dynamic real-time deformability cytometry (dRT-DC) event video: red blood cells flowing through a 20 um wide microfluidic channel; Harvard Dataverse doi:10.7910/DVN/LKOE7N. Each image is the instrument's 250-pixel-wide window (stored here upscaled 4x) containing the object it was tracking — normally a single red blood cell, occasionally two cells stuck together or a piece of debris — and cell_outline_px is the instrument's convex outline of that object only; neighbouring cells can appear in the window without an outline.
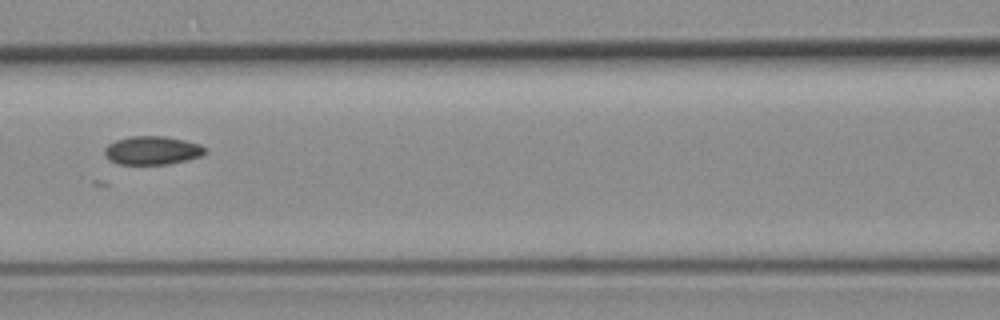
{"species": "common noctule bat (a hibernating species)", "species_latin": "Nyctalus noctula", "temperature_condition": "room temperature", "stored_images_in_passage": 6, "camera_frame_rate_fps": 3000, "um_per_image_px": 0.085, "animal": {"sex": "female", "body_mass_g": 19.3, "forearm_length_mm": 54.1}, "frame": {"image": 1, "passage_image": 5, "time_ms": 4.667, "image_size_px": [1000, 320], "cell_outline_px": [[204, 152], [200, 156], [188, 160], [168, 164], [116, 164], [108, 160], [104, 152], [104, 148], [108, 144], [116, 140], [128, 136], [164, 136], [184, 140], [200, 144], [204, 148]], "centroid_in_image_um": [12.89, 12.78], "position_along_channel_um": 153.7, "area_um2": 16.7}}
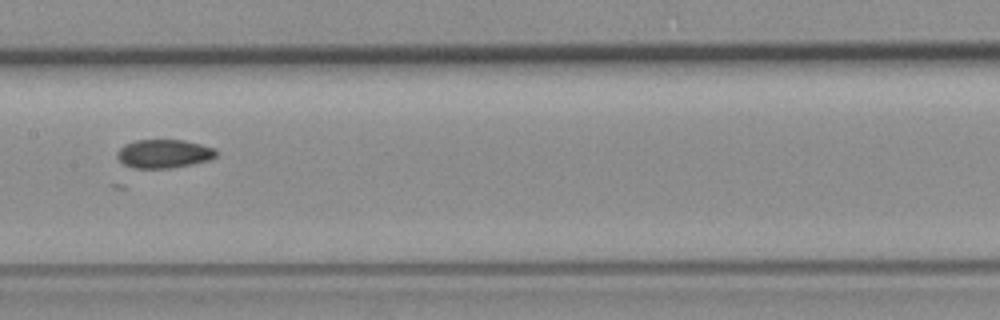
{"frame": {"image": 2, "passage_image": 6, "time_ms": 5.667, "image_size_px": [1000, 320], "cell_outline_px": [[216, 156], [212, 160], [172, 168], [132, 168], [124, 164], [116, 156], [116, 152], [124, 144], [136, 140], [184, 140], [216, 148]], "centroid_in_image_um": [13.94, 13.07], "position_along_channel_um": 193.5, "area_um2": 16.65}}